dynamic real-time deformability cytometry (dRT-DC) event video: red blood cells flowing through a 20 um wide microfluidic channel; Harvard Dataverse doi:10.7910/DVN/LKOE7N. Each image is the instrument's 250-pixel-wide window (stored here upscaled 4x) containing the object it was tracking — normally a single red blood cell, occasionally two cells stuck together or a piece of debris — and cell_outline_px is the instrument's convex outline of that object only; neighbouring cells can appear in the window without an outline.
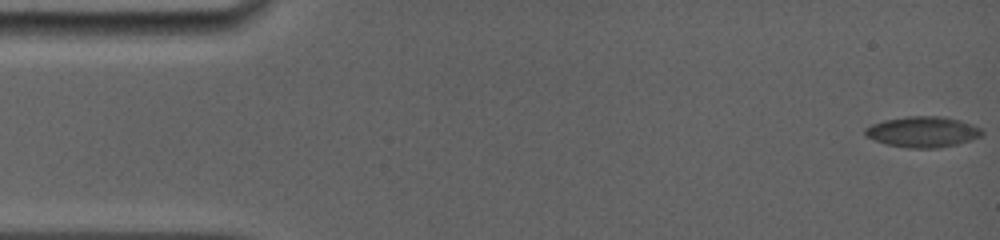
{"species": "common noctule bat (a hibernating species)", "species_latin": "Nyctalus noctula", "temperature_condition": "room temperature", "stored_images_in_passage": 9, "camera_frame_rate_fps": 5000, "um_per_image_px": 0.085, "animal": {"sex": "female", "body_mass_g": 19.0, "forearm_length_mm": 56.7}, "frame": {"image": 1, "passage_image": 1, "time_ms": 0.0, "image_size_px": [1000, 240], "cell_outline_px": [[984, 132], [980, 136], [956, 144], [936, 148], [908, 148], [888, 144], [864, 136], [864, 128], [872, 124], [884, 120], [908, 116], [944, 116], [960, 120], [972, 124], [980, 128]], "centroid_in_image_um": [78.41, 11.19], "position_along_channel_um": 6.6, "area_um2": 20.81}}
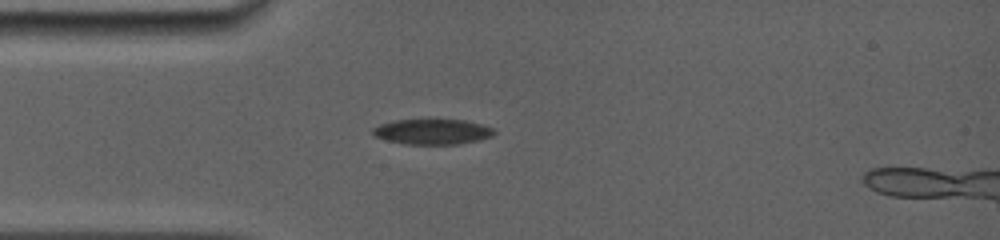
{"frame": {"image": 2, "passage_image": 7, "time_ms": 4.2, "image_size_px": [1000, 240], "cell_outline_px": [[496, 132], [492, 136], [480, 140], [460, 144], [404, 144], [372, 136], [372, 128], [380, 124], [396, 120], [428, 116], [436, 116], [464, 120], [480, 124], [492, 128]], "centroid_in_image_um": [36.73, 11.14], "position_along_channel_um": 48.3, "area_um2": 18.96}}
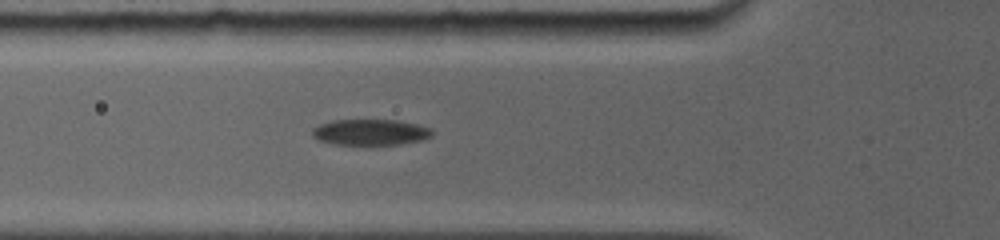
{"frame": {"image": 3, "passage_image": 9, "time_ms": 5.6, "image_size_px": [1000, 240], "cell_outline_px": [[432, 136], [424, 140], [400, 144], [332, 144], [320, 140], [312, 136], [312, 128], [320, 124], [332, 120], [396, 120], [416, 124], [432, 128]], "centroid_in_image_um": [31.5, 11.23], "position_along_channel_um": 94.3, "area_um2": 18.09}}